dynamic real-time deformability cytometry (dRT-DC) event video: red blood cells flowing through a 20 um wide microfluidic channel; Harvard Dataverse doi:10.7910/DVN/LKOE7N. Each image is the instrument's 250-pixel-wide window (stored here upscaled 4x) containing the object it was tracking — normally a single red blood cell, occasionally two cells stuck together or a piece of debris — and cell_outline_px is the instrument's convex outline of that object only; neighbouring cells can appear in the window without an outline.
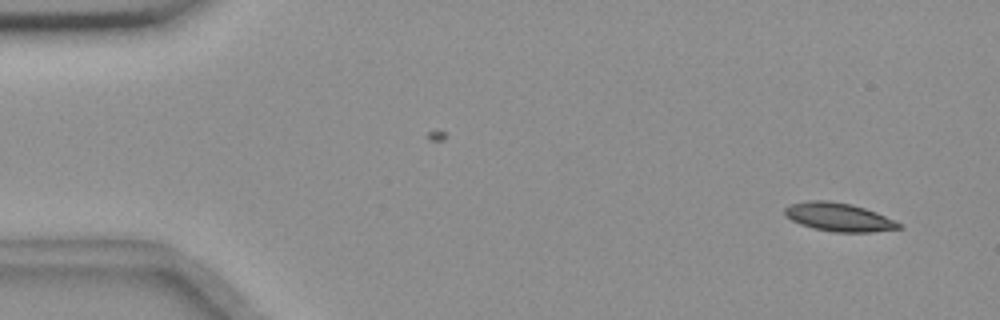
{"species": "common noctule bat (a hibernating species)", "species_latin": "Nyctalus noctula", "temperature_condition": "room temperature", "stored_images_in_passage": 3, "camera_frame_rate_fps": 3000, "um_per_image_px": 0.085, "animal": {"sex": "female", "body_mass_g": 18.4}, "frame": {"image": 1, "passage_image": 3, "time_ms": 2.333, "image_size_px": [1000, 320], "cell_outline_px": [[904, 228], [872, 232], [832, 232], [812, 228], [800, 224], [792, 220], [784, 212], [784, 208], [788, 204], [812, 200], [828, 200], [848, 204], [864, 208], [876, 212], [904, 224]], "centroid_in_image_um": [71.32, 18.46], "position_along_channel_um": 13.7, "area_um2": 18.96}}